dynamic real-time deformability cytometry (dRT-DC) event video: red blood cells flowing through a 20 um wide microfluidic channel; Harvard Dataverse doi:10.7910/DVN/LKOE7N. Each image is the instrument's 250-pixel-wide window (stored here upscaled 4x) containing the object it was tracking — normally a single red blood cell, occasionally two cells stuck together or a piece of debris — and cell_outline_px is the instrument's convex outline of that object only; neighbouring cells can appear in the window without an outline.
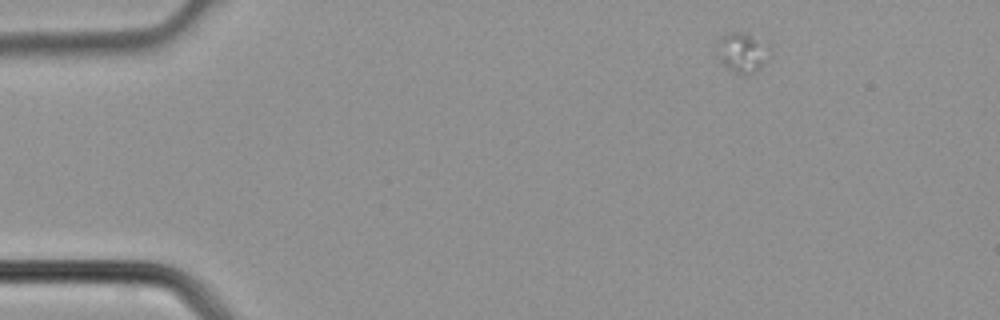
{"species": "common noctule bat (a hibernating species)", "species_latin": "Nyctalus noctula", "temperature_condition": "cold", "stored_images_in_passage": 2, "camera_frame_rate_fps": 3000, "um_per_image_px": 0.085, "animal": {"sex": "male", "body_mass_g": 21.5, "forearm_length_mm": 52.0}, "frame": {"image": 1, "passage_image": 1, "time_ms": 0.0, "image_size_px": [1000, 320], "cell_outline_px": [[772, 52], [760, 68], [756, 72], [744, 76], [728, 68], [720, 60], [716, 52], [716, 40], [720, 36], [728, 32], [740, 32], [768, 44]], "centroid_in_image_um": [63.07, 4.47], "position_along_channel_um": 21.9, "area_um2": 12.37}}